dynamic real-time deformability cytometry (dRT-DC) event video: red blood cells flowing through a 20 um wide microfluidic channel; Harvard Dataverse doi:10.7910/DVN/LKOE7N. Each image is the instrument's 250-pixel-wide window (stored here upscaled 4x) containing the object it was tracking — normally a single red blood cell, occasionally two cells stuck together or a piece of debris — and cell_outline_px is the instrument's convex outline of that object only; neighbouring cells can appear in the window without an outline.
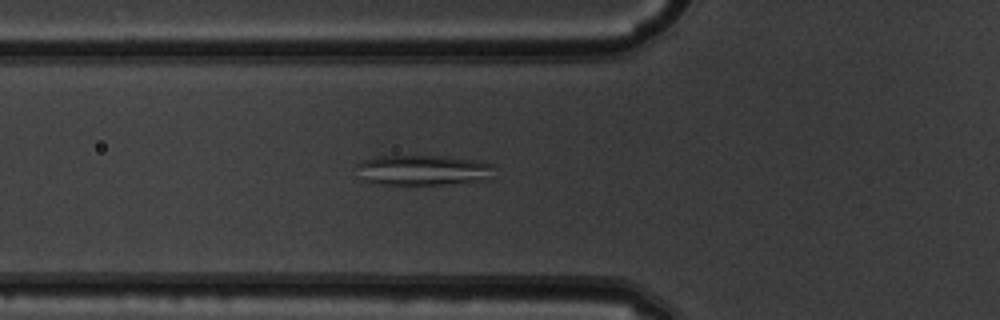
{"species": "common noctule bat (a hibernating species)", "species_latin": "Nyctalus noctula", "temperature_condition": "warm", "stored_images_in_passage": 36, "segment_of_instrument_passage": [1, 2], "camera_frame_rate_fps": 3000, "um_per_image_px": 0.085, "animal": {"sex": "male", "body_mass_g": 19.5, "forearm_length_mm": 54.6}, "frame": {"image": 1, "passage_image": 3, "time_ms": 0.667, "image_size_px": [1000, 320], "cell_outline_px": [[492, 180], [444, 184], [380, 184], [360, 180], [356, 164], [364, 160], [380, 156], [448, 156], [472, 160], [492, 164]], "centroid_in_image_um": [35.95, 14.47], "position_along_channel_um": 89.9, "area_um2": 24.39}}
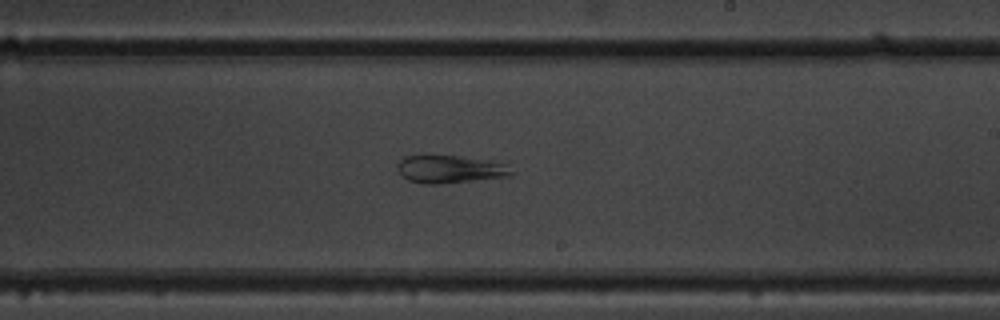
{"frame": {"image": 2, "passage_image": 15, "time_ms": 4.667, "image_size_px": [1000, 320], "cell_outline_px": [[512, 172], [508, 176], [440, 184], [424, 184], [408, 180], [400, 176], [396, 168], [396, 164], [404, 156], [424, 152], [488, 160], [504, 164]], "centroid_in_image_um": [38.07, 14.34], "position_along_channel_um": 250.9, "area_um2": 18.96}}
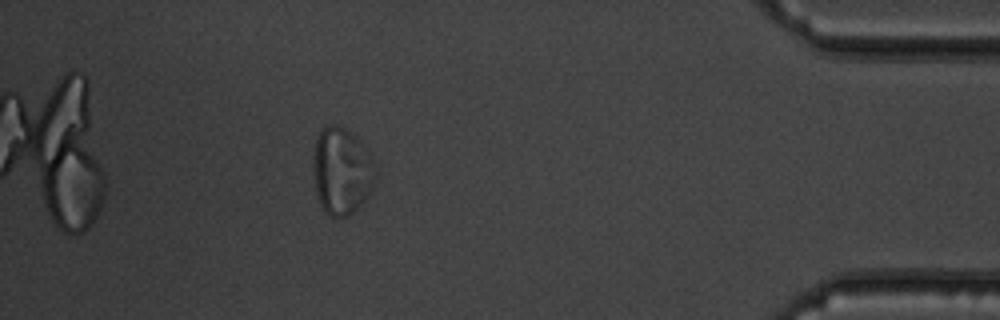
{"frame": {"image": 3, "passage_image": 30, "time_ms": 9.667, "image_size_px": [1000, 320], "cell_outline_px": [[376, 176], [372, 188], [368, 196], [360, 208], [348, 216], [332, 216], [324, 212], [320, 204], [316, 192], [312, 164], [312, 156], [316, 140], [320, 132], [324, 128], [332, 124], [336, 124], [344, 128], [356, 136], [368, 148], [372, 156]], "centroid_in_image_um": [29.05, 14.55], "position_along_channel_um": 406.1, "area_um2": 32.02}}